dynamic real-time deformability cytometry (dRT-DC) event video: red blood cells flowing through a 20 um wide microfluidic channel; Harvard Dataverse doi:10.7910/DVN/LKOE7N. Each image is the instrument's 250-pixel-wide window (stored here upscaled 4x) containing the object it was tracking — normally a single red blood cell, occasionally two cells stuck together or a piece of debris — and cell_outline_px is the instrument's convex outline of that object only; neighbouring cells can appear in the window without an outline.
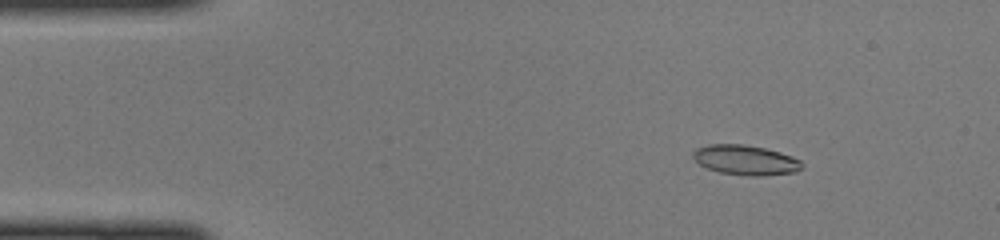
{"species": "common noctule bat (a hibernating species)", "species_latin": "Nyctalus noctula", "temperature_condition": "cold", "stored_images_in_passage": 47, "camera_frame_rate_fps": 3000, "um_per_image_px": 0.085, "animal": {"sex": "female", "body_mass_g": 22.0, "forearm_length_mm": 56.7}, "frame": {"image": 1, "passage_image": 6, "time_ms": 1.667, "image_size_px": [1000, 240], "cell_outline_px": [[804, 164], [796, 172], [760, 176], [748, 176], [720, 172], [708, 168], [700, 164], [692, 156], [692, 152], [696, 148], [708, 144], [744, 144], [764, 148], [780, 152], [792, 156], [800, 160]], "centroid_in_image_um": [63.37, 13.6], "position_along_channel_um": 21.6, "area_um2": 18.96}}
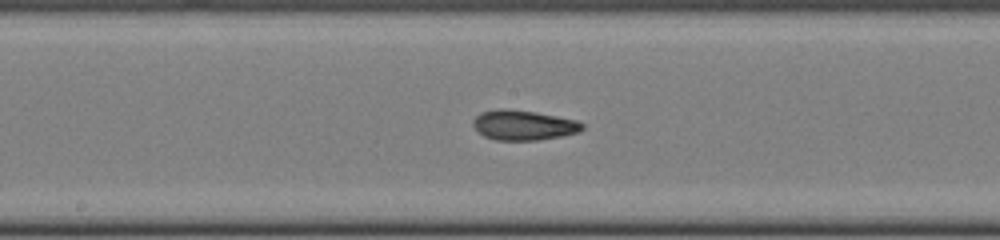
{"frame": {"image": 2, "passage_image": 24, "time_ms": 7.667, "image_size_px": [1000, 240], "cell_outline_px": [[584, 128], [580, 132], [560, 136], [536, 140], [496, 140], [484, 136], [472, 124], [472, 120], [480, 112], [496, 108], [504, 108], [536, 112], [576, 120], [584, 124]], "centroid_in_image_um": [44.48, 10.62], "position_along_channel_um": 203.7, "area_um2": 19.07}}
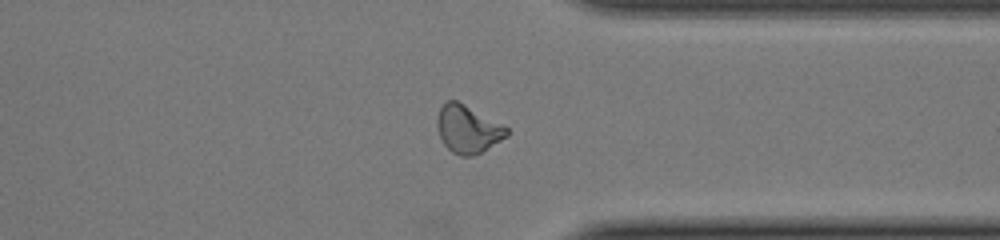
{"frame": {"image": 3, "passage_image": 36, "time_ms": 11.667, "image_size_px": [1000, 240], "cell_outline_px": [[508, 136], [480, 152], [472, 156], [460, 156], [452, 152], [444, 144], [440, 136], [436, 124], [436, 120], [440, 108], [448, 100], [456, 100], [504, 124], [508, 128]], "centroid_in_image_um": [39.77, 10.97], "position_along_channel_um": 371.6, "area_um2": 19.25}}